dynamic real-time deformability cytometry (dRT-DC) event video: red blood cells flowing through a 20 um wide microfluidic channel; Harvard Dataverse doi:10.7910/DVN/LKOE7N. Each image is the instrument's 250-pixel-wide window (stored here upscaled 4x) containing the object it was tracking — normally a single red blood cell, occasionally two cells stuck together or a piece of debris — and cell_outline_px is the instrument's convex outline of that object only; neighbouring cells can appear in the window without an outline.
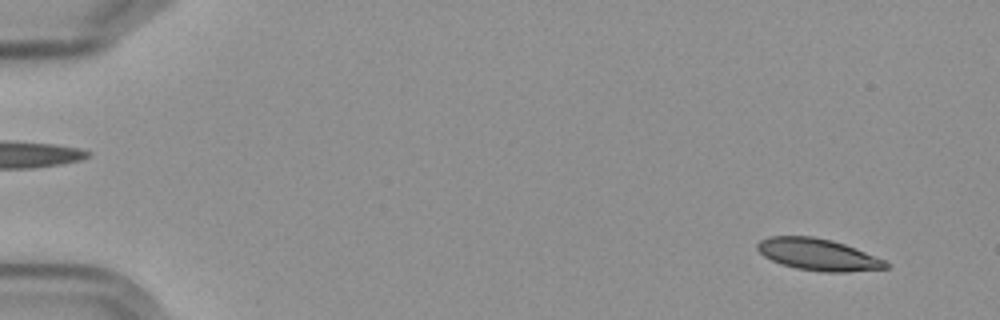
{"species": "Egyptian fruit bat (a non-hibernating species)", "species_latin": "Rousettus aegyptiacus", "temperature_condition": "cold", "stored_images_in_passage": 7, "camera_frame_rate_fps": 3000, "um_per_image_px": 0.085, "frame": {"image": 1, "passage_image": 1, "time_ms": 0.0, "image_size_px": [1000, 320], "cell_outline_px": [[892, 264], [888, 268], [848, 272], [824, 272], [796, 268], [780, 264], [764, 256], [756, 248], [756, 244], [760, 240], [768, 236], [812, 236], [832, 240], [844, 244], [884, 260]], "centroid_in_image_um": [69.52, 21.64], "position_along_channel_um": 15.5, "area_um2": 23.76}}
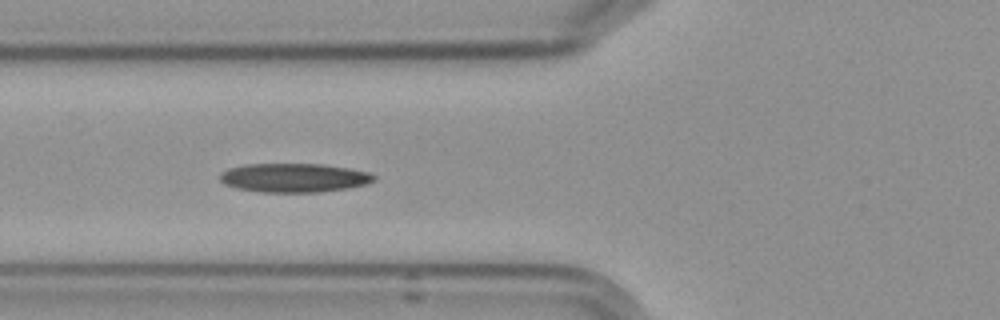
{"frame": {"image": 2, "passage_image": 6, "time_ms": 6.0, "image_size_px": [1000, 320], "cell_outline_px": [[376, 180], [364, 184], [348, 188], [320, 192], [260, 192], [236, 188], [224, 184], [220, 180], [220, 172], [228, 168], [244, 164], [320, 164], [348, 168], [368, 172], [376, 176]], "centroid_in_image_um": [24.95, 15.11], "position_along_channel_um": 100.8, "area_um2": 26.01}}
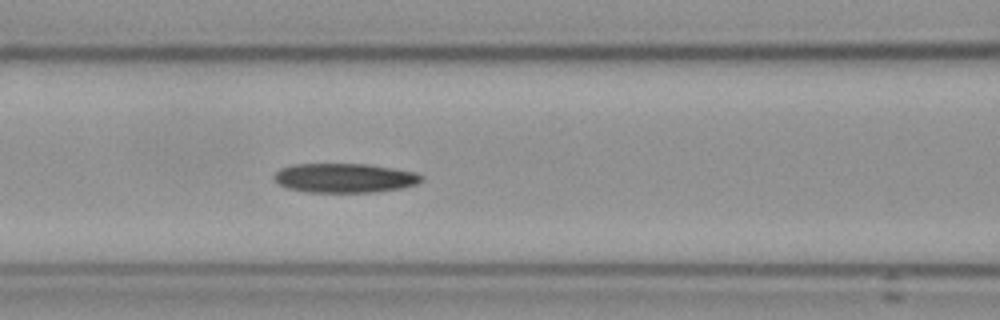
{"frame": {"image": 3, "passage_image": 7, "time_ms": 7.0, "image_size_px": [1000, 320], "cell_outline_px": [[424, 180], [416, 184], [404, 188], [372, 192], [304, 192], [288, 188], [280, 184], [272, 176], [280, 168], [292, 164], [368, 164], [416, 172], [424, 176]], "centroid_in_image_um": [29.31, 15.13], "position_along_channel_um": 137.3, "area_um2": 25.32}}